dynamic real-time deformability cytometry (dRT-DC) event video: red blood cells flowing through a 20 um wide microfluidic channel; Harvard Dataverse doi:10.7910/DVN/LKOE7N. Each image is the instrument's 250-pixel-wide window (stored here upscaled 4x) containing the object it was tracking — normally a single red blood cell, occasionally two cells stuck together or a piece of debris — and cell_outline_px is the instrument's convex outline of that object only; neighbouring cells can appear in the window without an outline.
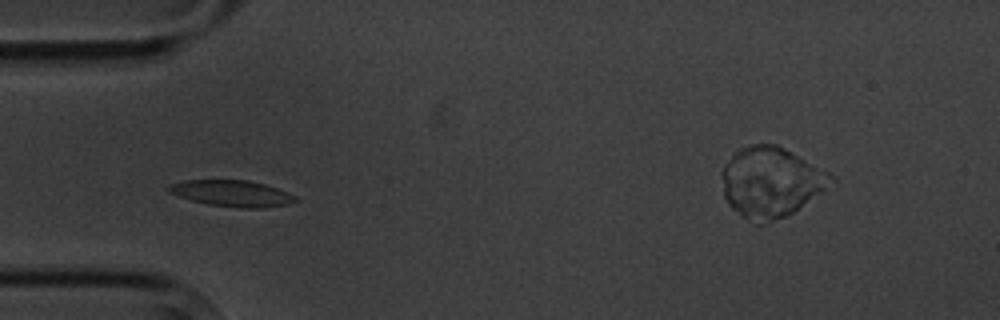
{"species": "common noctule bat (a hibernating species)", "species_latin": "Nyctalus noctula", "temperature_condition": "cold", "stored_images_in_passage": 7, "camera_frame_rate_fps": 3000, "um_per_image_px": 0.085, "animal": {"sex": "male", "body_mass_g": 20.1, "forearm_length_mm": 53.5}, "frame": {"image": 1, "passage_image": 6, "time_ms": 6.667, "image_size_px": [1000, 320], "cell_outline_px": [[300, 200], [288, 204], [264, 208], [240, 208], [208, 204], [192, 200], [168, 192], [168, 184], [184, 180], [248, 180], [264, 184], [288, 192], [296, 196]], "centroid_in_image_um": [19.74, 16.44], "position_along_channel_um": 65.3, "area_um2": 19.42}}
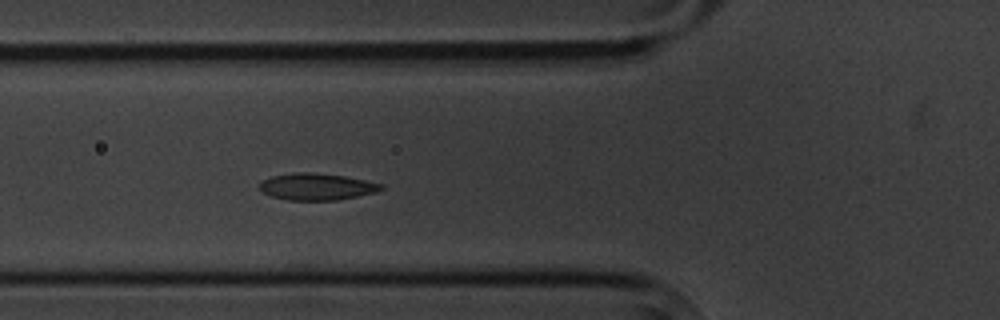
{"frame": {"image": 2, "passage_image": 7, "time_ms": 7.667, "image_size_px": [1000, 320], "cell_outline_px": [[384, 188], [376, 192], [336, 200], [288, 200], [272, 196], [260, 192], [260, 184], [264, 180], [272, 176], [296, 172], [308, 172], [344, 176], [384, 184]], "centroid_in_image_um": [26.92, 15.87], "position_along_channel_um": 98.9, "area_um2": 18.79}}